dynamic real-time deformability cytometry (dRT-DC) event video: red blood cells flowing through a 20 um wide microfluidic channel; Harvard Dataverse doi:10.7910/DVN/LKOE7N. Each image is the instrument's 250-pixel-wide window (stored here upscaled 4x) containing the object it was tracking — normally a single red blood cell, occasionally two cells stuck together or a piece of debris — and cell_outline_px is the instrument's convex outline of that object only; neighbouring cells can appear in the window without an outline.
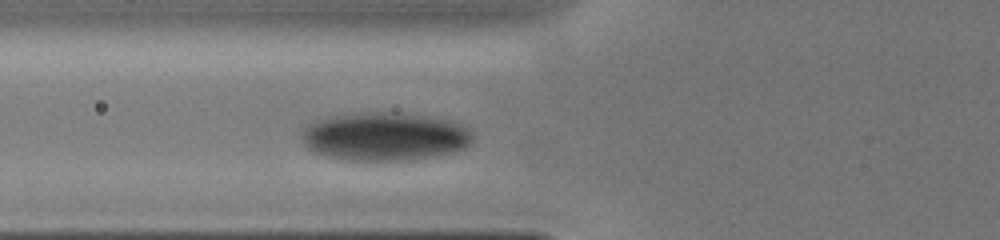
{"species": "human", "species_latin": "Homo sapiens", "temperature_condition": "cold", "stored_images_in_passage": 13, "camera_frame_rate_fps": 3000, "um_per_image_px": 0.085, "donor": {"sex": "male"}, "frame": {"image": 1, "passage_image": 4, "time_ms": 1.667, "image_size_px": [1000, 240], "cell_outline_px": [[472, 140], [468, 148], [452, 152], [432, 156], [408, 160], [340, 160], [324, 156], [308, 148], [304, 144], [304, 128], [308, 124], [332, 116], [360, 112], [396, 112], [424, 116], [448, 120], [468, 128], [472, 132]], "centroid_in_image_um": [32.72, 11.61], "position_along_channel_um": 93.1, "area_um2": 47.97}}
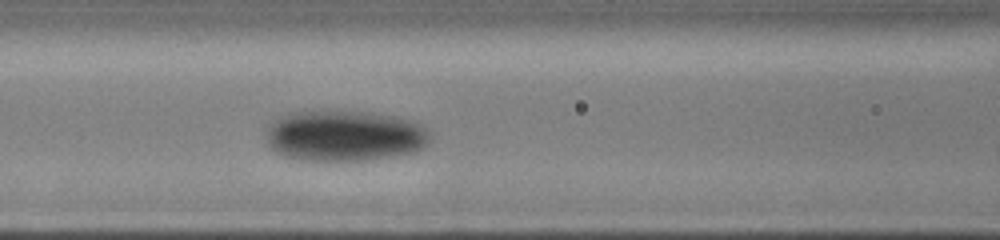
{"frame": {"image": 2, "passage_image": 7, "time_ms": 2.667, "image_size_px": [1000, 240], "cell_outline_px": [[428, 144], [424, 148], [416, 152], [368, 160], [304, 160], [284, 156], [276, 152], [268, 144], [268, 124], [272, 120], [288, 112], [312, 108], [328, 108], [368, 112], [396, 116], [412, 120], [420, 124], [428, 132]], "centroid_in_image_um": [29.25, 11.48], "position_along_channel_um": 137.4, "area_um2": 49.82}}